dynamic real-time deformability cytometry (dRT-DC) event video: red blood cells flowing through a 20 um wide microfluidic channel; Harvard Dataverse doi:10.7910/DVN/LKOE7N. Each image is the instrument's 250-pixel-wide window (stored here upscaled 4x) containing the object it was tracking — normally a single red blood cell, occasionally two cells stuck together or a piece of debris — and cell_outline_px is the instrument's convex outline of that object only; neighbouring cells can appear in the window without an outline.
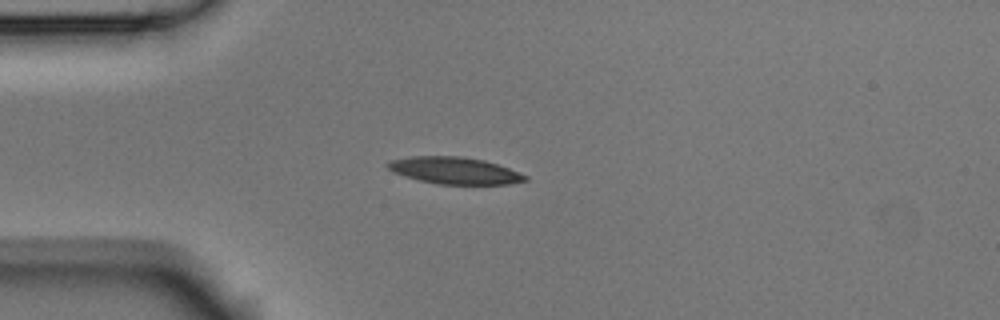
{"species": "Egyptian fruit bat (a non-hibernating species)", "species_latin": "Rousettus aegyptiacus", "temperature_condition": "room temperature", "stored_images_in_passage": 3, "camera_frame_rate_fps": 3000, "um_per_image_px": 0.085, "animal": {"sex": "male"}, "frame": {"image": 1, "passage_image": 3, "time_ms": 0.667, "image_size_px": [1000, 320], "cell_outline_px": [[528, 180], [508, 184], [436, 184], [404, 176], [392, 172], [384, 164], [388, 160], [412, 156], [460, 156], [484, 160], [508, 168], [528, 176]], "centroid_in_image_um": [38.59, 14.49], "position_along_channel_um": 46.4, "area_um2": 21.56}}